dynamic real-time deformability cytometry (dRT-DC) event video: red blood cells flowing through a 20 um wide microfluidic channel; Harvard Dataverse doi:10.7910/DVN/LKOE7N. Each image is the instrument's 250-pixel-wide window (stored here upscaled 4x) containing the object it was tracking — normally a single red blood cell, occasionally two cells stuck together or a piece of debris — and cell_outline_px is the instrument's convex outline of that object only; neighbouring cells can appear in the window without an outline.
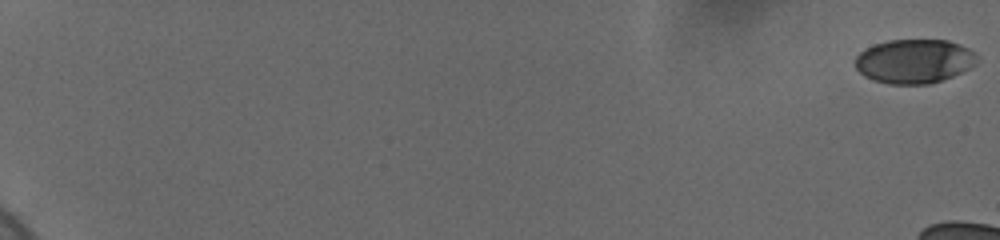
{"species": "human", "species_latin": "Homo sapiens", "temperature_condition": "cold", "stored_images_in_passage": 16, "camera_frame_rate_fps": 3000, "um_per_image_px": 0.085, "donor": {"sex": "female"}, "frame": {"image": 1, "passage_image": 1, "time_ms": 0.0, "image_size_px": [1000, 240], "cell_outline_px": [[980, 60], [976, 64], [952, 76], [928, 84], [888, 84], [872, 80], [864, 76], [856, 68], [856, 56], [864, 48], [888, 40], [948, 40], [960, 44], [976, 52], [980, 56]], "centroid_in_image_um": [77.73, 5.2], "position_along_channel_um": 7.3, "area_um2": 31.5}}